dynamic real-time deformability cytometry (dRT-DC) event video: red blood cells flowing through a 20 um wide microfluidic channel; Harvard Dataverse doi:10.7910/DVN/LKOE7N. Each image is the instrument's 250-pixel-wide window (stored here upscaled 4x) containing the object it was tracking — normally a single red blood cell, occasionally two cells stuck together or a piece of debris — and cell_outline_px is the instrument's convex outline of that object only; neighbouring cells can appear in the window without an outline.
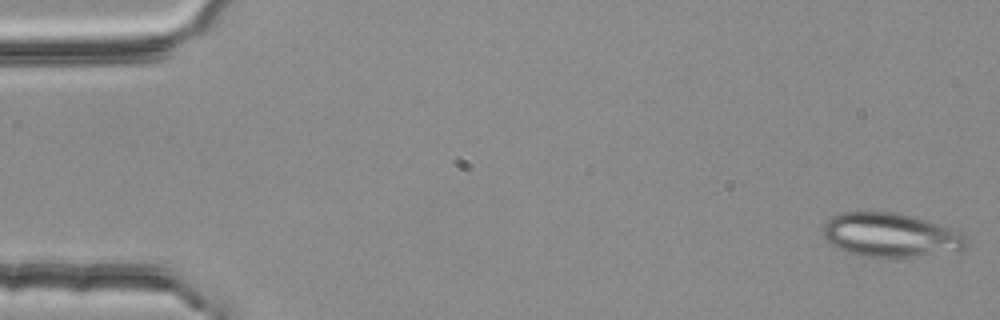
{"species": "common noctule bat (a hibernating species)", "species_latin": "Nyctalus noctula", "temperature_condition": "room temperature", "stored_images_in_passage": 53, "segment_of_instrument_passage": [1, 2], "camera_frame_rate_fps": 3000, "um_per_image_px": 0.085, "animal": {"sex": "female", "body_mass_g": 25.1}, "frame": {"image": 1, "passage_image": 1, "time_ms": 0.0, "image_size_px": [1000, 320], "cell_outline_px": [[972, 244], [964, 248], [916, 256], [860, 256], [844, 252], [836, 248], [824, 236], [824, 224], [832, 216], [844, 212], [892, 212], [912, 216], [960, 232]], "centroid_in_image_um": [75.65, 19.97], "position_along_channel_um": 9.4, "area_um2": 35.95}}